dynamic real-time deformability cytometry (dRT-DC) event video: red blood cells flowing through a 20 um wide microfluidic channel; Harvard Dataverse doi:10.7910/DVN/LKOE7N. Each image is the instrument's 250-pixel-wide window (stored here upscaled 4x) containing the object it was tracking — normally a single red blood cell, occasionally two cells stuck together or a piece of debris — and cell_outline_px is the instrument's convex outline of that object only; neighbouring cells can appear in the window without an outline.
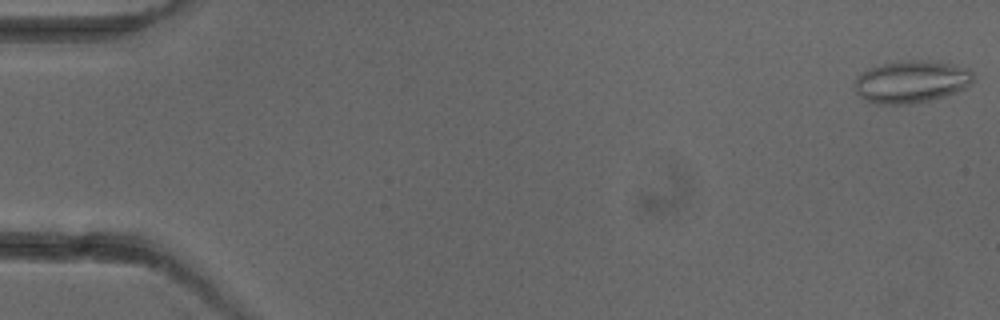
{"species": "common noctule bat (a hibernating species)", "species_latin": "Nyctalus noctula", "temperature_condition": "cold", "stored_images_in_passage": 5, "camera_frame_rate_fps": 3000, "um_per_image_px": 0.085, "animal": {"sex": "female"}, "frame": {"image": 1, "passage_image": 1, "time_ms": 0.0, "image_size_px": [1000, 320], "cell_outline_px": [[972, 80], [964, 88], [956, 92], [932, 100], [912, 104], [876, 104], [860, 96], [856, 92], [856, 76], [868, 68], [884, 64], [908, 60], [920, 60], [948, 64], [968, 68], [972, 72]], "centroid_in_image_um": [77.44, 6.96], "position_along_channel_um": 7.6, "area_um2": 28.84}}